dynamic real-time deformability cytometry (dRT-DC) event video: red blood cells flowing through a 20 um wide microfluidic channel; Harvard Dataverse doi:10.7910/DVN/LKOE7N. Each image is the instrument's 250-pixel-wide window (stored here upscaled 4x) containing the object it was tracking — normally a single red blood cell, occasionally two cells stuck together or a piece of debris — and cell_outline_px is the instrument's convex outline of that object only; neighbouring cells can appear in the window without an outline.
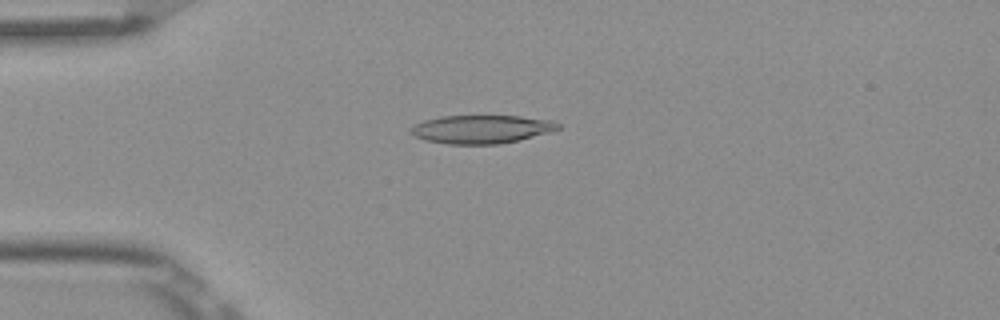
{"species": "Egyptian fruit bat (a non-hibernating species)", "species_latin": "Rousettus aegyptiacus", "temperature_condition": "room temperature", "stored_images_in_passage": 7, "camera_frame_rate_fps": 3000, "um_per_image_px": 0.085, "frame": {"image": 1, "passage_image": 4, "time_ms": 1.0, "image_size_px": [1000, 320], "cell_outline_px": [[560, 128], [552, 132], [520, 140], [500, 144], [448, 144], [424, 140], [412, 136], [408, 132], [416, 124], [424, 120], [440, 116], [520, 116], [552, 120], [560, 124]], "centroid_in_image_um": [40.93, 10.99], "position_along_channel_um": 44.1, "area_um2": 24.57}}
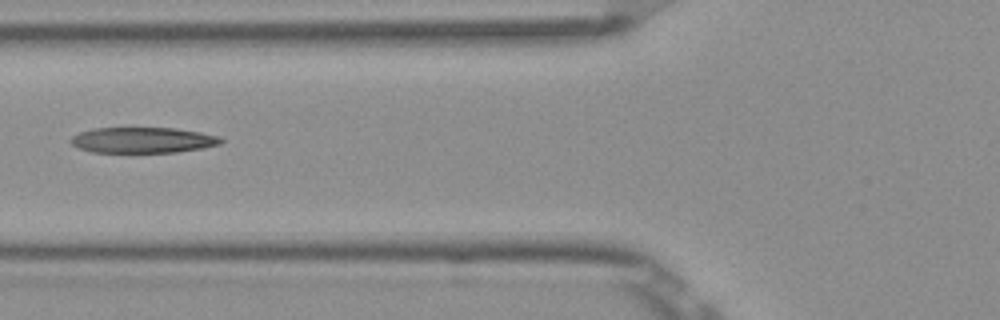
{"frame": {"image": 2, "passage_image": 6, "time_ms": 1.667, "image_size_px": [1000, 320], "cell_outline_px": [[224, 140], [220, 144], [204, 148], [176, 152], [92, 152], [76, 148], [68, 140], [72, 136], [80, 132], [92, 128], [176, 128], [200, 132], [220, 136]], "centroid_in_image_um": [12.13, 11.91], "position_along_channel_um": 113.7, "area_um2": 22.66}}
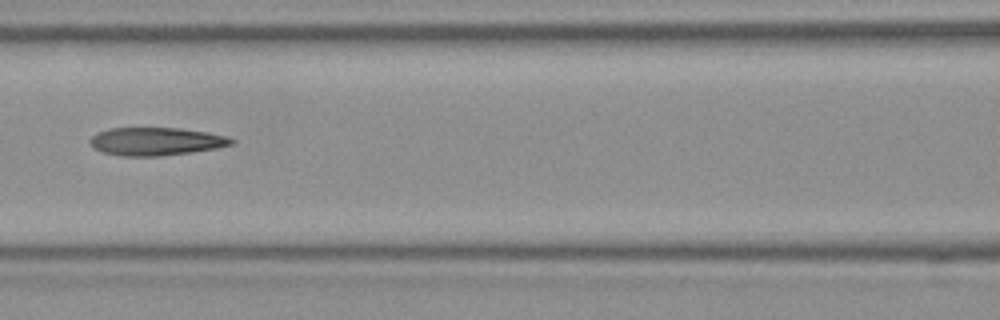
{"frame": {"image": 3, "passage_image": 7, "time_ms": 2.0, "image_size_px": [1000, 320], "cell_outline_px": [[236, 140], [232, 144], [216, 148], [192, 152], [160, 156], [120, 156], [104, 152], [92, 148], [88, 140], [96, 132], [108, 128], [180, 128], [208, 132], [228, 136]], "centroid_in_image_um": [13.24, 12.01], "position_along_channel_um": 153.4, "area_um2": 23.29}}